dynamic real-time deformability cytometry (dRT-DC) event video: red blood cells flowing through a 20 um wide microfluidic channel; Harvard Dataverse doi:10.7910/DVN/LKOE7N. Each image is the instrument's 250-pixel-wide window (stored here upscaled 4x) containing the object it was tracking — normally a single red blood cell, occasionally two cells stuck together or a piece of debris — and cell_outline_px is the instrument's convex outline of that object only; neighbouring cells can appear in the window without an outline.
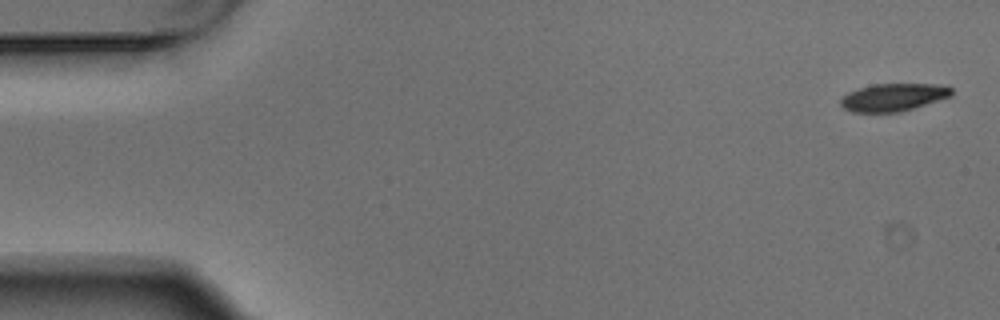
{"species": "Egyptian fruit bat (a non-hibernating species)", "species_latin": "Rousettus aegyptiacus", "temperature_condition": "warm", "stored_images_in_passage": 7, "segment_of_instrument_passage": [1, 2], "camera_frame_rate_fps": 3000, "um_per_image_px": 0.085, "animal": {"sex": "male"}, "frame": {"image": 1, "passage_image": 1, "time_ms": 0.0, "image_size_px": [1000, 320], "cell_outline_px": [[952, 96], [900, 112], [852, 112], [844, 108], [840, 104], [840, 100], [848, 92], [872, 84], [948, 84], [952, 88]], "centroid_in_image_um": [75.97, 8.26], "position_along_channel_um": 9.0, "area_um2": 17.92}}
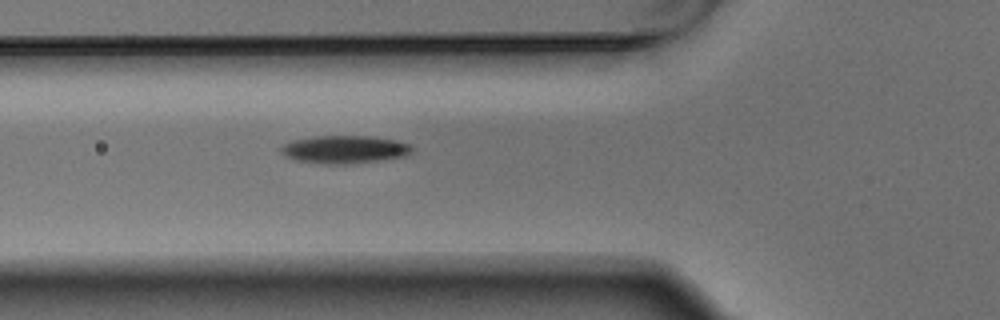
{"frame": {"image": 2, "passage_image": 6, "time_ms": 1.667, "image_size_px": [1000, 320], "cell_outline_px": [[416, 148], [408, 156], [352, 164], [320, 164], [296, 160], [284, 156], [280, 152], [280, 148], [284, 144], [292, 140], [316, 136], [372, 136], [396, 140], [412, 144]], "centroid_in_image_um": [29.34, 12.71], "position_along_channel_um": 96.5, "area_um2": 21.73}}